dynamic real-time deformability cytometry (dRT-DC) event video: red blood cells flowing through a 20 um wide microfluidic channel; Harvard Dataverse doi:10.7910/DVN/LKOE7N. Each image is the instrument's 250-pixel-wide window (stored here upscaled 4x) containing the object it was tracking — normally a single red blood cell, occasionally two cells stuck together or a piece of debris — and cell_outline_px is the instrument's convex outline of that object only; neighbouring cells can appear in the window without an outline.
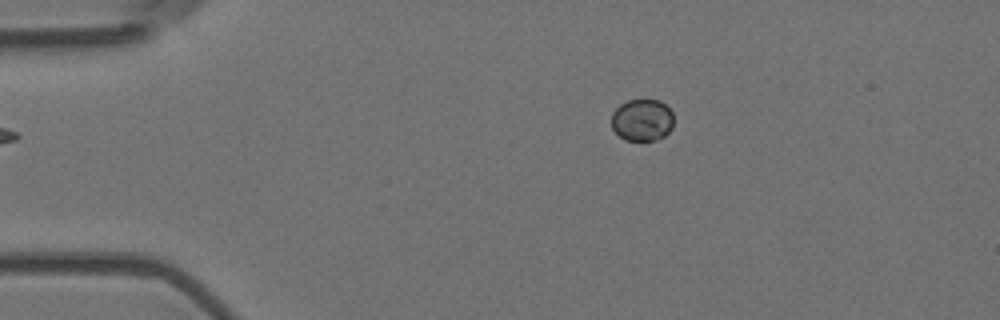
{"species": "Egyptian fruit bat (a non-hibernating species)", "species_latin": "Rousettus aegyptiacus", "temperature_condition": "room temperature", "stored_images_in_passage": 3, "camera_frame_rate_fps": 3000, "um_per_image_px": 0.085, "animal": {"sex": "female"}, "frame": {"image": 1, "passage_image": 3, "time_ms": 0.667, "image_size_px": [1000, 320], "cell_outline_px": [[672, 128], [664, 136], [656, 140], [624, 140], [612, 128], [612, 112], [620, 104], [628, 100], [660, 100], [672, 112]], "centroid_in_image_um": [54.57, 10.2], "position_along_channel_um": 30.4, "area_um2": 15.14}}